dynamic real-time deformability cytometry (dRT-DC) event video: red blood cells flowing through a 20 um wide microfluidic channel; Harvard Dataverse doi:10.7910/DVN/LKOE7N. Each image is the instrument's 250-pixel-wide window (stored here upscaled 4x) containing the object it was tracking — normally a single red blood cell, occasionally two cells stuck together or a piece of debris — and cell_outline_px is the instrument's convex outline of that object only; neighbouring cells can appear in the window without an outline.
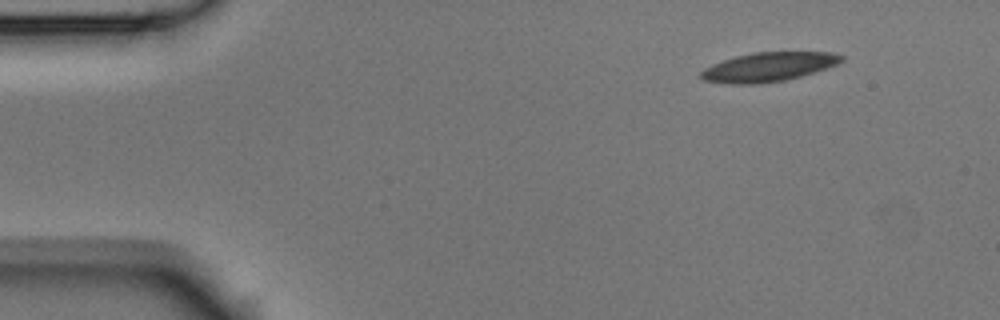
{"species": "Egyptian fruit bat (a non-hibernating species)", "species_latin": "Rousettus aegyptiacus", "temperature_condition": "room temperature", "stored_images_in_passage": 9, "camera_frame_rate_fps": 3000, "um_per_image_px": 0.085, "animal": {"sex": "male"}, "frame": {"image": 1, "passage_image": 1, "time_ms": 0.0, "image_size_px": [1000, 320], "cell_outline_px": [[844, 60], [828, 68], [800, 76], [784, 80], [760, 84], [728, 84], [704, 80], [700, 76], [700, 72], [704, 68], [712, 64], [736, 56], [752, 52], [832, 52], [844, 56]], "centroid_in_image_um": [65.32, 5.69], "position_along_channel_um": 19.7, "area_um2": 23.87}}
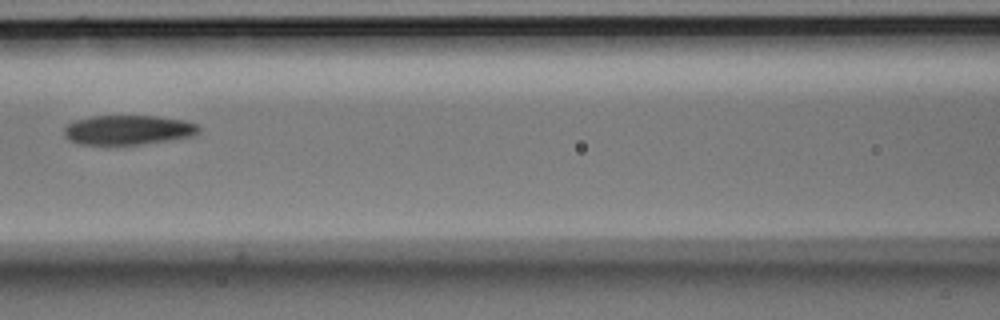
{"frame": {"image": 2, "passage_image": 6, "time_ms": 1.667, "image_size_px": [1000, 320], "cell_outline_px": [[200, 132], [192, 136], [168, 140], [140, 144], [80, 144], [64, 136], [64, 128], [68, 124], [76, 120], [92, 116], [156, 116], [184, 120], [196, 124], [200, 128]], "centroid_in_image_um": [10.9, 11.03], "position_along_channel_um": 155.7, "area_um2": 22.95}}
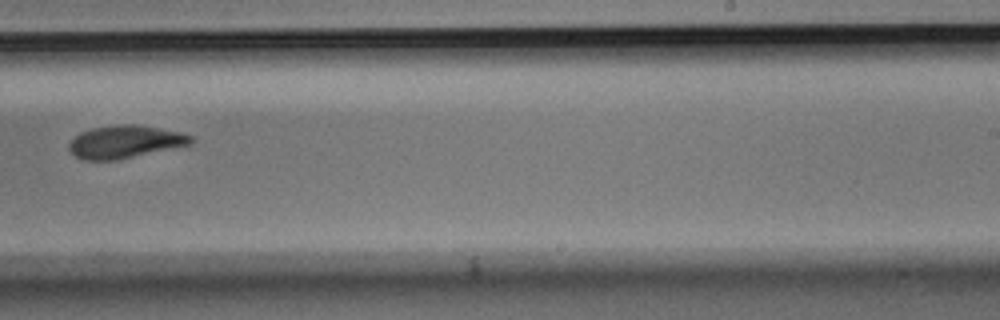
{"frame": {"image": 3, "passage_image": 9, "time_ms": 2.667, "image_size_px": [1000, 320], "cell_outline_px": [[196, 140], [192, 144], [116, 160], [84, 160], [76, 156], [68, 148], [68, 144], [80, 132], [92, 128], [116, 124], [136, 124], [180, 132], [192, 136]], "centroid_in_image_um": [10.64, 12.04], "position_along_channel_um": 278.4, "area_um2": 23.18}}